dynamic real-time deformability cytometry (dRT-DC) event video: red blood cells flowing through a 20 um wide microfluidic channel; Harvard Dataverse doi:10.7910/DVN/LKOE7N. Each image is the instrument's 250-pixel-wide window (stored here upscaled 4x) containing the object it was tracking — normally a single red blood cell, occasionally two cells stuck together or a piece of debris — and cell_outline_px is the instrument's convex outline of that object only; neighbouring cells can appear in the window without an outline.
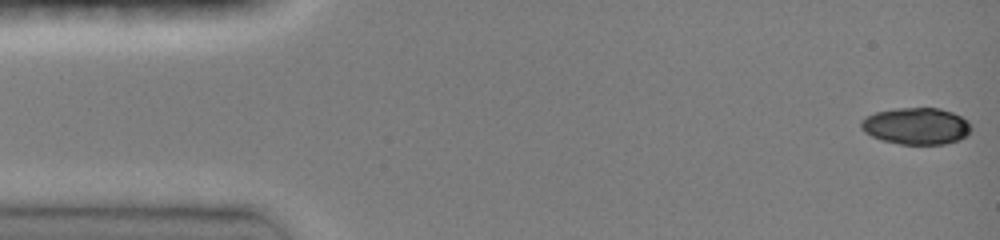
{"species": "common noctule bat (a hibernating species)", "species_latin": "Nyctalus noctula", "temperature_condition": "room temperature", "stored_images_in_passage": 47, "camera_frame_rate_fps": 3000, "um_per_image_px": 0.085, "animal": {"sex": "female", "body_mass_g": 19.0, "forearm_length_mm": 51.5}, "frame": {"image": 1, "passage_image": 1, "time_ms": 0.0, "image_size_px": [1000, 240], "cell_outline_px": [[972, 128], [968, 136], [944, 144], [900, 144], [880, 140], [864, 132], [860, 128], [860, 120], [864, 116], [876, 112], [896, 108], [940, 108], [952, 112], [968, 120]], "centroid_in_image_um": [77.86, 10.71], "position_along_channel_um": 7.1, "area_um2": 23.81}}
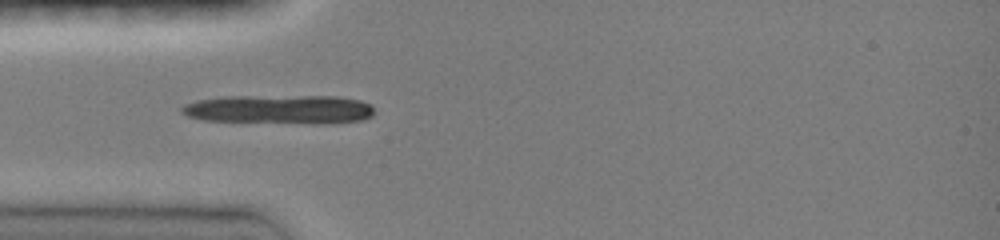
{"frame": {"image": 2, "passage_image": 14, "time_ms": 4.333, "image_size_px": [1000, 240], "cell_outline_px": [[372, 116], [360, 120], [204, 120], [188, 116], [180, 112], [180, 108], [184, 104], [196, 100], [224, 96], [336, 96], [360, 100], [372, 104]], "centroid_in_image_um": [23.63, 9.21], "position_along_channel_um": 61.4, "area_um2": 30.46}}
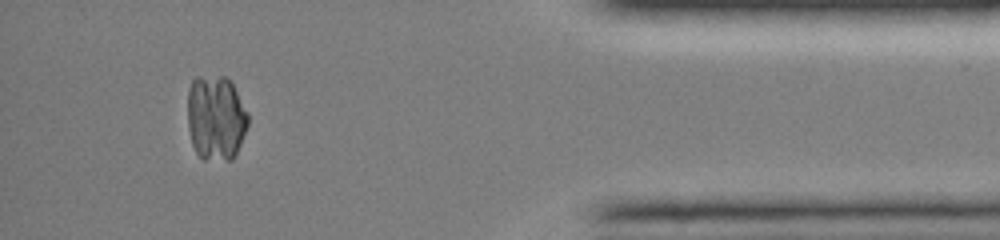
{"frame": {"image": 3, "passage_image": 43, "time_ms": 14.0, "image_size_px": [1000, 240], "cell_outline_px": [[248, 124], [240, 144], [232, 160], [204, 160], [196, 152], [192, 144], [188, 128], [188, 88], [192, 80], [196, 76], [224, 76], [232, 84], [248, 112]], "centroid_in_image_um": [18.33, 10.01], "position_along_channel_um": 416.9, "area_um2": 30.11}}